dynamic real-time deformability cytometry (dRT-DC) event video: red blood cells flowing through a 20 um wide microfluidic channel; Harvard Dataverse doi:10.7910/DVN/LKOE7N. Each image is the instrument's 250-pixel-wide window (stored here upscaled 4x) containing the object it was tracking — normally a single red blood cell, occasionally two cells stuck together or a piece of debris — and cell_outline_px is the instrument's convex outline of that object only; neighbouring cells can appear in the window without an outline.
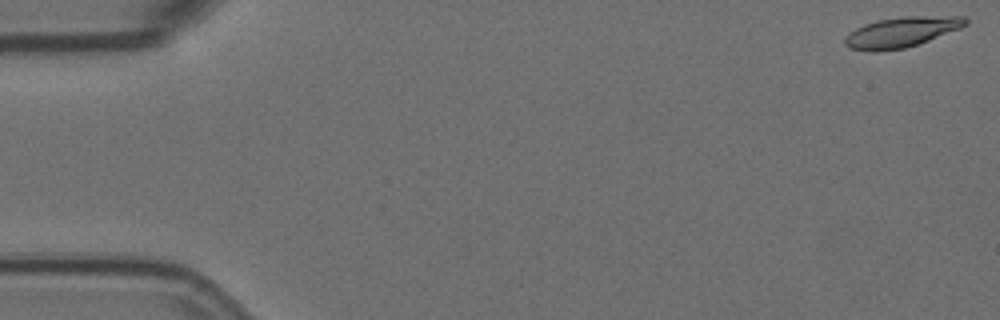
{"species": "Egyptian fruit bat (a non-hibernating species)", "species_latin": "Rousettus aegyptiacus", "temperature_condition": "room temperature", "stored_images_in_passage": 58, "camera_frame_rate_fps": 3000, "um_per_image_px": 0.085, "animal": {"sex": "female"}, "frame": {"image": 1, "passage_image": 1, "time_ms": 0.0, "image_size_px": [1000, 320], "cell_outline_px": [[968, 24], [960, 28], [928, 40], [904, 48], [872, 52], [848, 48], [844, 44], [844, 36], [848, 32], [864, 24], [876, 20], [904, 16], [964, 16], [968, 20]], "centroid_in_image_um": [76.57, 2.72], "position_along_channel_um": 8.4, "area_um2": 21.33}}
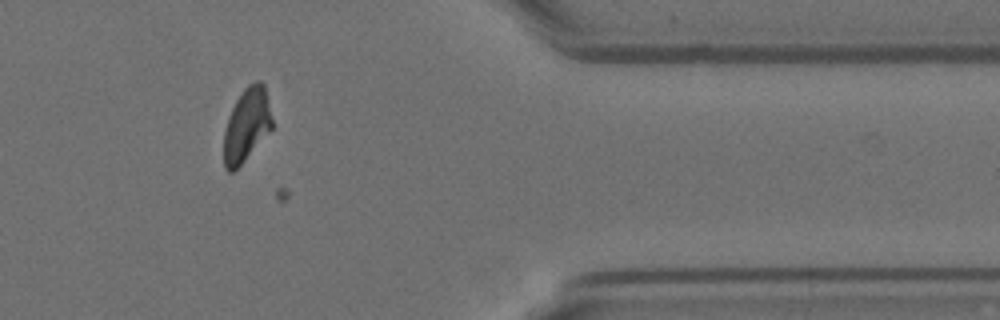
{"frame": {"image": 2, "passage_image": 47, "time_ms": 15.333, "image_size_px": [1000, 320], "cell_outline_px": [[272, 128], [244, 160], [232, 172], [228, 172], [224, 168], [224, 132], [228, 116], [236, 100], [244, 88], [248, 84], [256, 80], [260, 80], [264, 84], [272, 120]], "centroid_in_image_um": [20.95, 10.59], "position_along_channel_um": 390.5, "area_um2": 20.35}}